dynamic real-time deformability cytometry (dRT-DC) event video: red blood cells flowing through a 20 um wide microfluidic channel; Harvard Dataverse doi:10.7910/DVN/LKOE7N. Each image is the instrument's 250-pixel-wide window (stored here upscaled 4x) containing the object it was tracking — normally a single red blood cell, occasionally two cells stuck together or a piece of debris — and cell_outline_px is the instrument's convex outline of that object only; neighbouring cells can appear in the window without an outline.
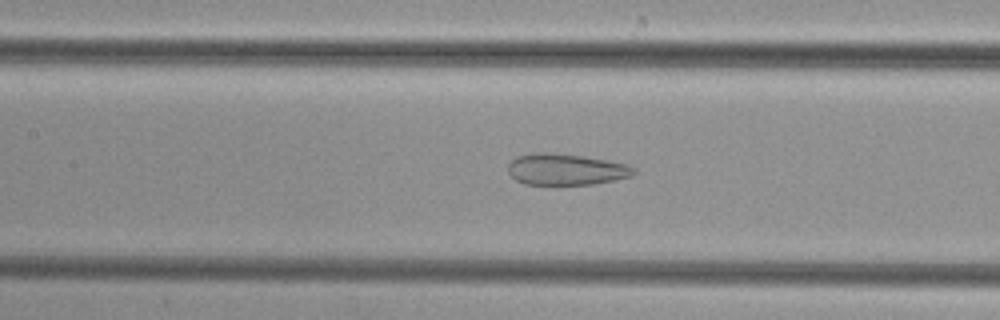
{"species": "common noctule bat (a hibernating species)", "species_latin": "Nyctalus noctula", "temperature_condition": "cold", "stored_images_in_passage": 48, "camera_frame_rate_fps": 3000, "um_per_image_px": 0.085, "animal": {"sex": "female", "body_mass_g": 29.2, "forearm_length_mm": 56.3}, "frame": {"image": 1, "passage_image": 23, "time_ms": 7.333, "image_size_px": [1000, 320], "cell_outline_px": [[636, 172], [632, 176], [616, 180], [592, 184], [524, 184], [516, 180], [508, 172], [508, 164], [516, 156], [536, 152], [548, 152], [584, 156], [628, 164], [636, 168]], "centroid_in_image_um": [48.12, 14.39], "position_along_channel_um": 159.3, "area_um2": 23.06}}
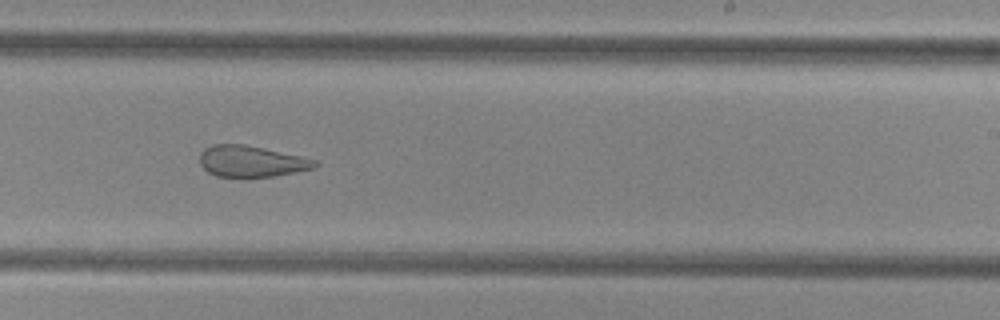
{"frame": {"image": 2, "passage_image": 31, "time_ms": 10.0, "image_size_px": [1000, 320], "cell_outline_px": [[320, 164], [312, 168], [272, 176], [244, 180], [216, 176], [208, 172], [200, 164], [200, 152], [204, 148], [212, 144], [244, 144], [264, 148], [300, 156], [316, 160]], "centroid_in_image_um": [21.3, 13.74], "position_along_channel_um": 267.7, "area_um2": 21.44}}
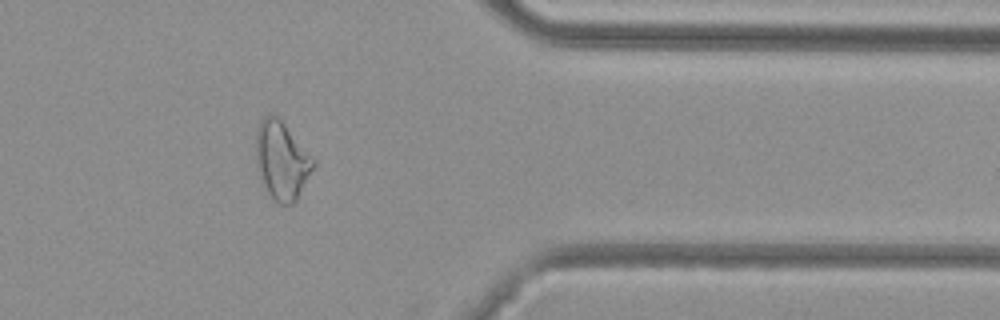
{"frame": {"image": 3, "passage_image": 41, "time_ms": 13.333, "image_size_px": [1000, 320], "cell_outline_px": [[316, 164], [296, 200], [292, 204], [280, 204], [272, 200], [260, 184], [256, 168], [256, 132], [260, 120], [264, 116], [272, 112], [276, 112], [316, 160]], "centroid_in_image_um": [23.92, 13.61], "position_along_channel_um": 387.5, "area_um2": 27.05}}